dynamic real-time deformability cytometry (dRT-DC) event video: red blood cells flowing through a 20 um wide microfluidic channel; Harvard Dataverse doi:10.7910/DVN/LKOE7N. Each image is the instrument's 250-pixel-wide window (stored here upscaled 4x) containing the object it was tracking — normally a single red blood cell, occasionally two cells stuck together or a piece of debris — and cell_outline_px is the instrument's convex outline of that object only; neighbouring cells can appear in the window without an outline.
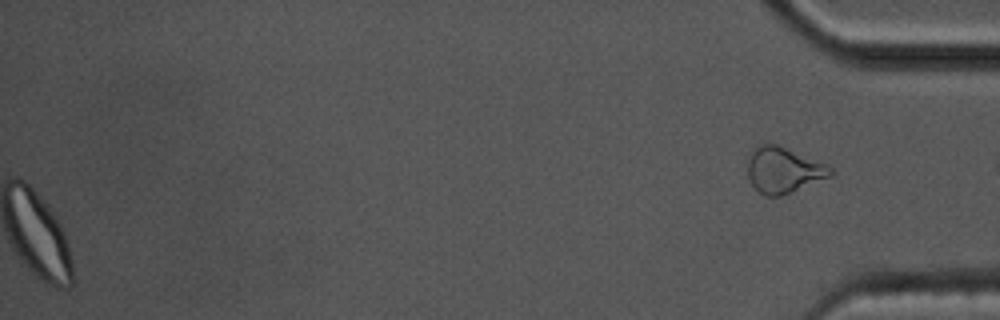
{"species": "common noctule bat (a hibernating species)", "species_latin": "Nyctalus noctula", "temperature_condition": "cold", "stored_images_in_passage": 54, "segment_of_instrument_passage": [2, 2], "camera_frame_rate_fps": 3000, "um_per_image_px": 0.085, "animal": {"sex": "male", "body_mass_g": 17.5, "forearm_length_mm": 52.3}, "frame": {"image": 1, "passage_image": 54, "time_ms": 17.667, "image_size_px": [1000, 320], "cell_outline_px": [[836, 172], [832, 176], [780, 196], [764, 196], [752, 184], [748, 176], [748, 156], [752, 148], [756, 144], [776, 144], [828, 164]], "centroid_in_image_um": [66.6, 14.44], "position_along_channel_um": 368.6, "area_um2": 22.25}}